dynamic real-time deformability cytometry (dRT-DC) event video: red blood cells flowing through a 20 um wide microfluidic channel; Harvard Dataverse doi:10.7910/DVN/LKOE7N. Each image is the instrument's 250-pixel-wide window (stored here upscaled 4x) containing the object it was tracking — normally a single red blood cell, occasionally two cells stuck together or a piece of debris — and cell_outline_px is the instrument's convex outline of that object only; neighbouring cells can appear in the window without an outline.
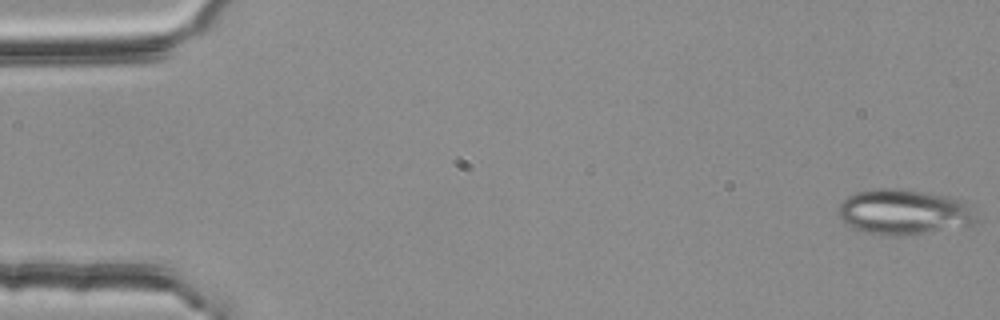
{"species": "common noctule bat (a hibernating species)", "species_latin": "Nyctalus noctula", "temperature_condition": "room temperature", "stored_images_in_passage": 54, "camera_frame_rate_fps": 3000, "um_per_image_px": 0.085, "animal": {"sex": "female", "body_mass_g": 25.1}, "frame": {"image": 1, "passage_image": 1, "time_ms": 0.0, "image_size_px": [1000, 320], "cell_outline_px": [[980, 220], [968, 228], [904, 236], [884, 236], [864, 232], [852, 228], [844, 224], [840, 216], [840, 204], [848, 196], [856, 192], [876, 188], [904, 188], [948, 196], [964, 200], [972, 204], [976, 208]], "centroid_in_image_um": [76.98, 18.04], "position_along_channel_um": 8.0, "area_um2": 37.97}}
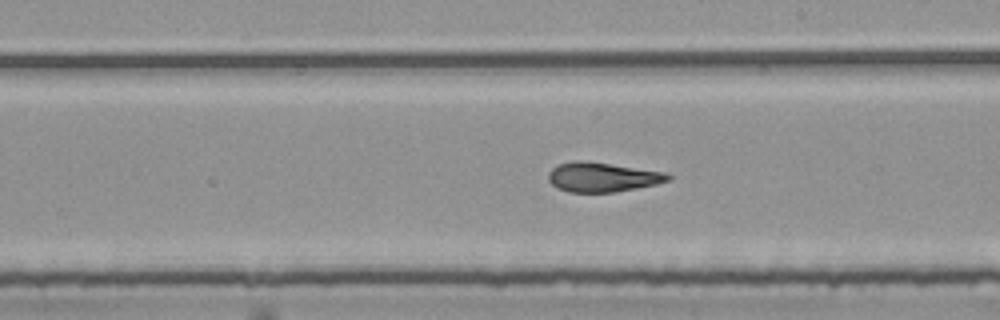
{"frame": {"image": 2, "passage_image": 31, "time_ms": 10.0, "image_size_px": [1000, 320], "cell_outline_px": [[672, 180], [656, 184], [616, 192], [568, 192], [556, 188], [548, 180], [548, 172], [556, 164], [572, 160], [584, 160], [664, 172], [672, 176]], "centroid_in_image_um": [51.16, 15.05], "position_along_channel_um": 237.8, "area_um2": 20.75}}
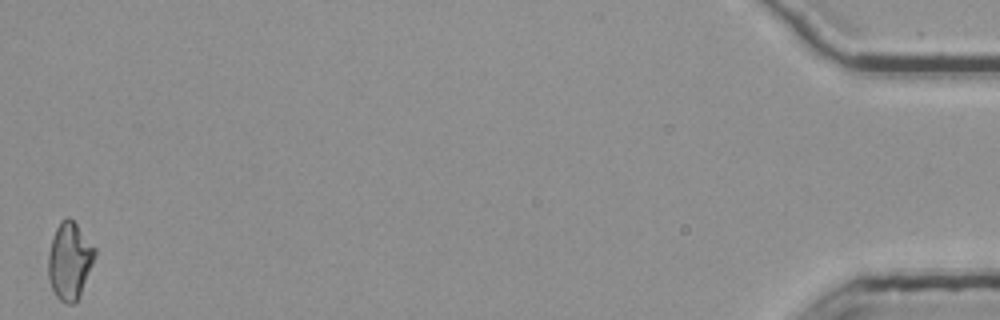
{"frame": {"image": 3, "passage_image": 54, "time_ms": 17.667, "image_size_px": [1000, 320], "cell_outline_px": [[96, 256], [80, 296], [72, 304], [68, 304], [60, 300], [56, 296], [48, 280], [48, 252], [56, 228], [60, 220], [68, 216], [76, 224], [96, 248]], "centroid_in_image_um": [5.92, 22.17], "position_along_channel_um": 429.3, "area_um2": 20.98}, "authors_computed_cell_mechanics": {"area_um2": 21.1548, "velocity_mm_per_s": 3.7763, "shape_relaxation_time_tau1_ms": null, "shape_relaxation_time_tau2_ms": 2.1283, "deformation_change_tau1": null, "deformation_change_tau2": 0.1067}}